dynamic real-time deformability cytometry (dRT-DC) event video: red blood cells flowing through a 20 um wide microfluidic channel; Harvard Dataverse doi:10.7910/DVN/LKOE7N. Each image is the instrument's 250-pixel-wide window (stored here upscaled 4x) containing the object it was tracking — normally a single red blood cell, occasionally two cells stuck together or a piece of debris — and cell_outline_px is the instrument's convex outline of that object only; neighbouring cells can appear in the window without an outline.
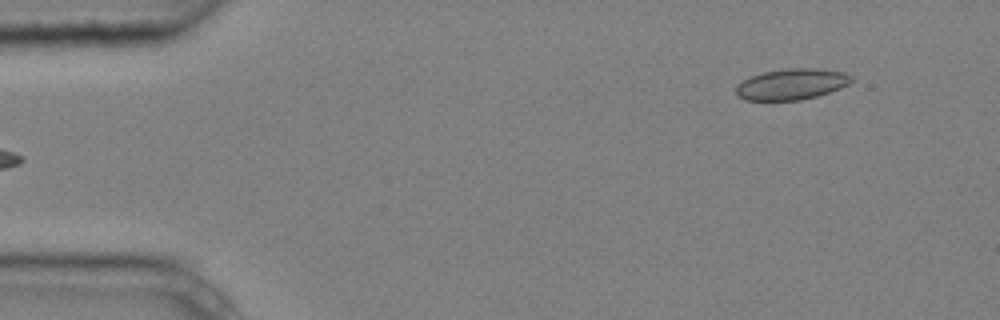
{"species": "common noctule bat (a hibernating species)", "species_latin": "Nyctalus noctula", "temperature_condition": "cold", "stored_images_in_passage": 4, "segment_of_instrument_passage": [2, 2], "camera_frame_rate_fps": 3000, "um_per_image_px": 0.085, "animal": {"sex": "male", "body_mass_g": 20.4}, "frame": {"image": 1, "passage_image": 4, "time_ms": 1.0, "image_size_px": [1000, 320], "cell_outline_px": [[852, 80], [848, 84], [840, 88], [816, 96], [800, 100], [744, 100], [736, 96], [736, 84], [752, 76], [764, 72], [788, 68], [816, 68], [844, 72], [852, 76]], "centroid_in_image_um": [67.26, 7.15], "position_along_channel_um": 17.7, "area_um2": 20.75}}